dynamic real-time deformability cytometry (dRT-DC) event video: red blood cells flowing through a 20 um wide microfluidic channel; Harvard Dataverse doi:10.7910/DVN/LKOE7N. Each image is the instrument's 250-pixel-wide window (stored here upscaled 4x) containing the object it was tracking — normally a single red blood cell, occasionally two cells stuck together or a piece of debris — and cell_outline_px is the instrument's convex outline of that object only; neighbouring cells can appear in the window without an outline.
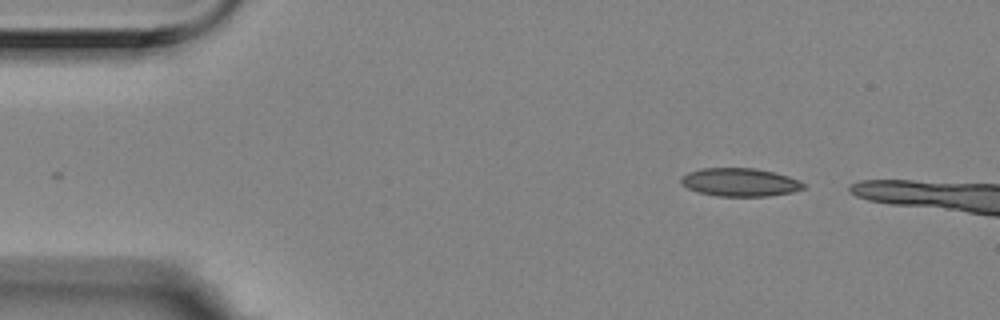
{"species": "Egyptian fruit bat (a non-hibernating species)", "species_latin": "Rousettus aegyptiacus", "temperature_condition": "room temperature", "stored_images_in_passage": 4, "camera_frame_rate_fps": 3000, "um_per_image_px": 0.085, "animal": {"sex": "female"}, "frame": {"image": 1, "passage_image": 1, "time_ms": 0.0, "image_size_px": [1000, 320], "cell_outline_px": [[808, 188], [792, 192], [768, 196], [716, 196], [700, 192], [688, 188], [680, 184], [680, 180], [688, 172], [704, 168], [752, 168], [772, 172], [788, 176], [800, 180], [808, 184]], "centroid_in_image_um": [62.96, 15.5], "position_along_channel_um": 22.0, "area_um2": 20.17}}